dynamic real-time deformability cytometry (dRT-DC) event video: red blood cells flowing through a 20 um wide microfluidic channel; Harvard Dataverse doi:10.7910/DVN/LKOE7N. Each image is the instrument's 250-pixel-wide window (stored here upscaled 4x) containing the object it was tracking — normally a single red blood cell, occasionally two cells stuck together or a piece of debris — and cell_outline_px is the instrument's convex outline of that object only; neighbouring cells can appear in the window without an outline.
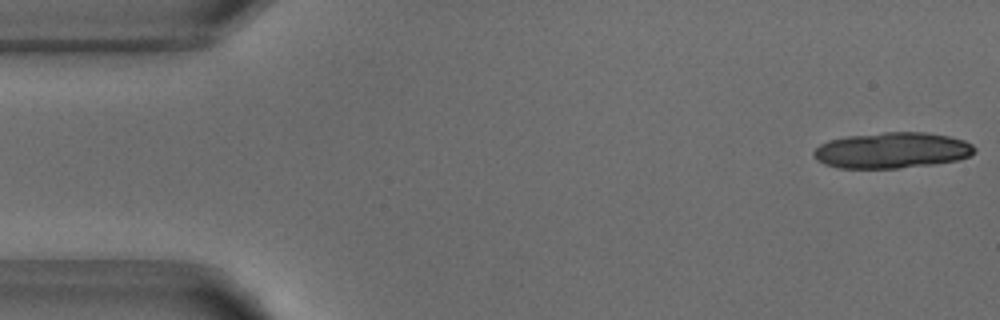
{"species": "common noctule bat (a hibernating species)", "species_latin": "Nyctalus noctula", "temperature_condition": "warm", "stored_images_in_passage": 51, "camera_frame_rate_fps": 3000, "um_per_image_px": 0.085, "animal": {"sex": "male", "body_mass_g": 18.8}, "frame": {"image": 1, "passage_image": 1, "time_ms": 0.0, "image_size_px": [1000, 320], "cell_outline_px": [[976, 152], [968, 156], [956, 160], [932, 164], [900, 168], [840, 168], [824, 164], [816, 160], [812, 156], [812, 152], [820, 144], [828, 140], [848, 136], [884, 132], [924, 132], [948, 136], [964, 140], [972, 144], [976, 148]], "centroid_in_image_um": [75.79, 12.78], "position_along_channel_um": 9.2, "area_um2": 33.7}}
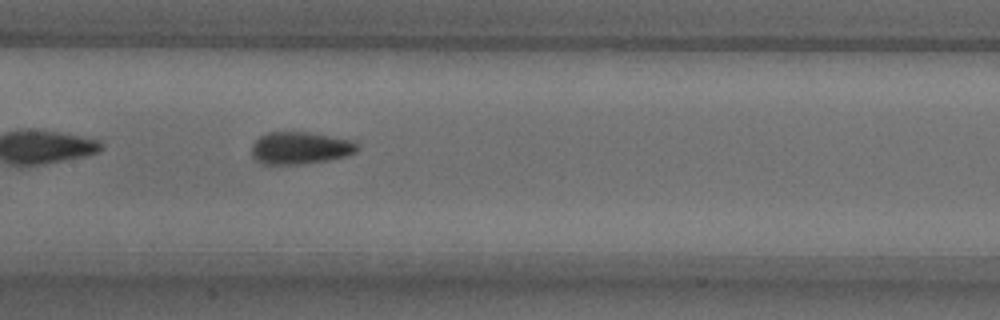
{"frame": {"image": 2, "passage_image": 24, "time_ms": 7.667, "image_size_px": [1000, 320], "cell_outline_px": [[360, 148], [356, 152], [348, 156], [328, 160], [300, 164], [260, 164], [252, 156], [252, 144], [260, 136], [268, 132], [308, 132], [356, 140]], "centroid_in_image_um": [25.56, 12.58], "position_along_channel_um": 181.8, "area_um2": 20.17}}
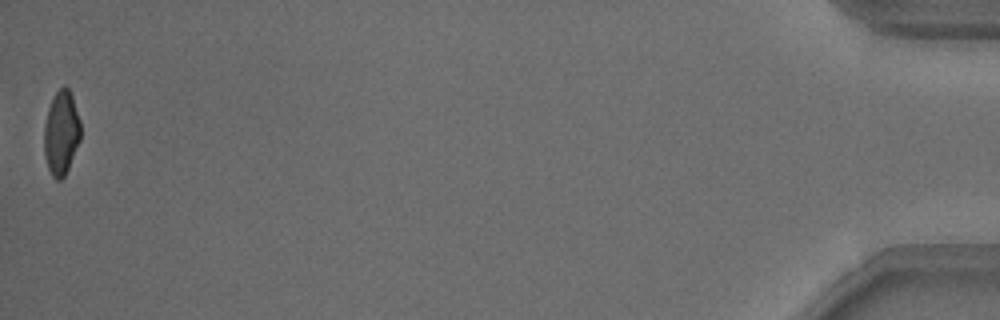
{"frame": {"image": 3, "passage_image": 51, "time_ms": 16.667, "image_size_px": [1000, 320], "cell_outline_px": [[80, 140], [68, 168], [64, 176], [60, 180], [56, 180], [52, 176], [48, 168], [44, 156], [44, 124], [48, 108], [56, 92], [64, 84], [68, 88], [72, 96], [80, 120]], "centroid_in_image_um": [5.2, 11.29], "position_along_channel_um": 430.0, "area_um2": 17.86}, "authors_computed_cell_mechanics": {"area_um2": 19.5942, "velocity_mm_per_s": 3.8924, "shape_relaxation_time_tau1_ms": 4.0598, "shape_relaxation_time_tau2_ms": 1.2591, "deformation_change_tau1": 0.1402, "deformation_change_tau2": 0.074}}